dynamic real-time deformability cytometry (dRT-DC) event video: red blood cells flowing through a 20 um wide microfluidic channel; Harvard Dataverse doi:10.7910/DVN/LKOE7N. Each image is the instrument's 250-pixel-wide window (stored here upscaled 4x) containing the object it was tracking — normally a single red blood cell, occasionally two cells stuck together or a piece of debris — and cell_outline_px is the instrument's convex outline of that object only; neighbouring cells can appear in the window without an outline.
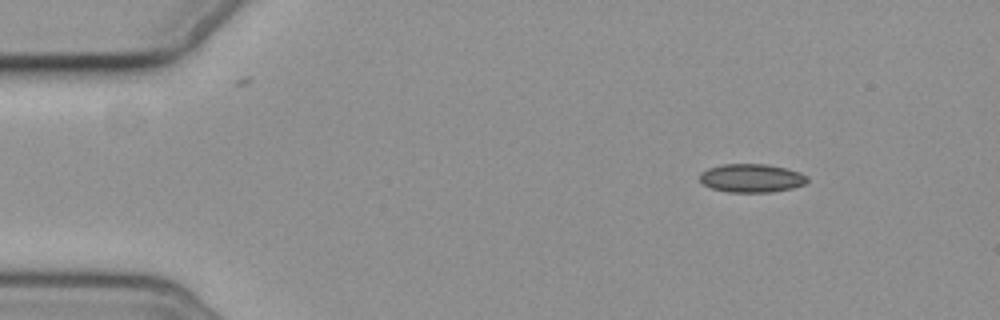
{"species": "common noctule bat (a hibernating species)", "species_latin": "Nyctalus noctula", "temperature_condition": "cold", "stored_images_in_passage": 3, "camera_frame_rate_fps": 3000, "um_per_image_px": 0.085, "animal": {"sex": "female", "body_mass_g": 19.3, "forearm_length_mm": 54.1}, "frame": {"image": 1, "passage_image": 1, "time_ms": 0.0, "image_size_px": [1000, 320], "cell_outline_px": [[808, 180], [804, 184], [792, 188], [772, 192], [728, 192], [712, 188], [704, 184], [700, 180], [700, 172], [708, 168], [720, 164], [768, 164], [800, 172], [808, 176]], "centroid_in_image_um": [63.88, 15.13], "position_along_channel_um": 21.1, "area_um2": 17.86}}